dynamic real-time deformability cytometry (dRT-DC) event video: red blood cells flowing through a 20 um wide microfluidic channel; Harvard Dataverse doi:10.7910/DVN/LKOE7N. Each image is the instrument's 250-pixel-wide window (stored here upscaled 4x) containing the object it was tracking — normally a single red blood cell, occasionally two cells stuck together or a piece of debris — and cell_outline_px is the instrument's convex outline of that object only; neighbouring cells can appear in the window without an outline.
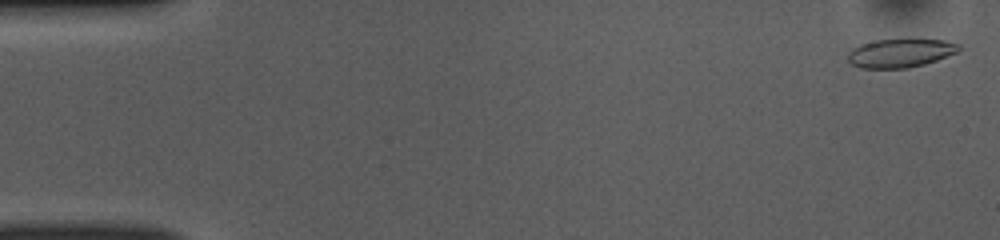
{"species": "common noctule bat (a hibernating species)", "species_latin": "Nyctalus noctula", "temperature_condition": "room temperature", "stored_images_in_passage": 51, "camera_frame_rate_fps": 3000, "um_per_image_px": 0.085, "animal": {"sex": "female", "body_mass_g": 10.0, "forearm_length_mm": 53.1}, "frame": {"image": 1, "passage_image": 2, "time_ms": 0.333, "image_size_px": [1000, 240], "cell_outline_px": [[960, 48], [956, 52], [936, 60], [924, 64], [908, 68], [860, 68], [852, 64], [848, 60], [848, 52], [852, 48], [860, 44], [876, 40], [908, 36], [912, 36], [944, 40], [960, 44]], "centroid_in_image_um": [76.54, 4.45], "position_along_channel_um": 8.5, "area_um2": 19.31}}
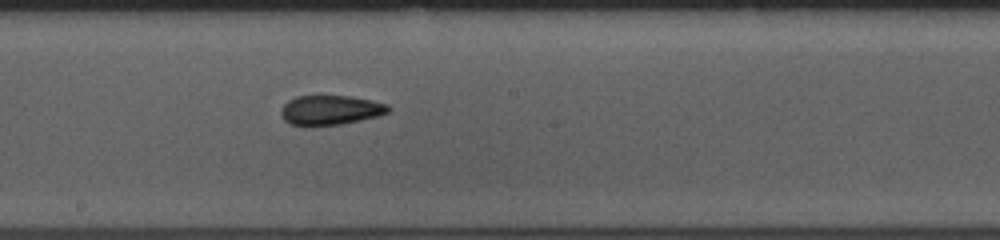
{"frame": {"image": 2, "passage_image": 28, "time_ms": 9.0, "image_size_px": [1000, 240], "cell_outline_px": [[392, 108], [388, 112], [376, 116], [360, 120], [340, 124], [312, 128], [292, 124], [284, 120], [280, 112], [284, 104], [288, 100], [296, 96], [352, 96], [372, 100], [388, 104]], "centroid_in_image_um": [28.07, 9.37], "position_along_channel_um": 220.1, "area_um2": 18.84}}
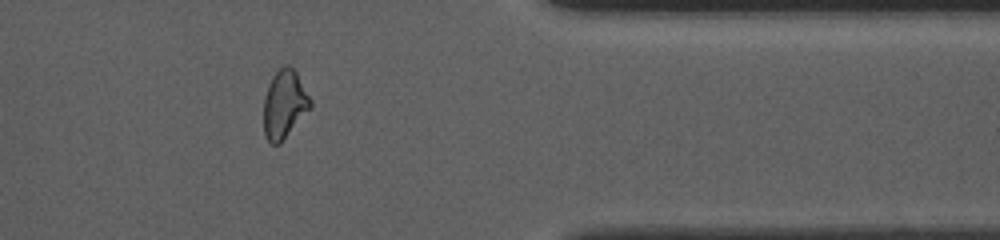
{"frame": {"image": 3, "passage_image": 42, "time_ms": 13.667, "image_size_px": [1000, 240], "cell_outline_px": [[312, 104], [280, 144], [272, 144], [264, 136], [264, 96], [268, 84], [272, 76], [284, 64], [288, 64], [296, 72], [312, 100]], "centroid_in_image_um": [24.15, 8.84], "position_along_channel_um": 387.3, "area_um2": 18.38}, "authors_computed_cell_mechanics": {"area_um2": 18.9006, "velocity_mm_per_s": 3.95, "shape_relaxation_time_tau1_ms": null, "shape_relaxation_time_tau2_ms": 2.834, "deformation_change_tau1": null, "deformation_change_tau2": 0.101}}